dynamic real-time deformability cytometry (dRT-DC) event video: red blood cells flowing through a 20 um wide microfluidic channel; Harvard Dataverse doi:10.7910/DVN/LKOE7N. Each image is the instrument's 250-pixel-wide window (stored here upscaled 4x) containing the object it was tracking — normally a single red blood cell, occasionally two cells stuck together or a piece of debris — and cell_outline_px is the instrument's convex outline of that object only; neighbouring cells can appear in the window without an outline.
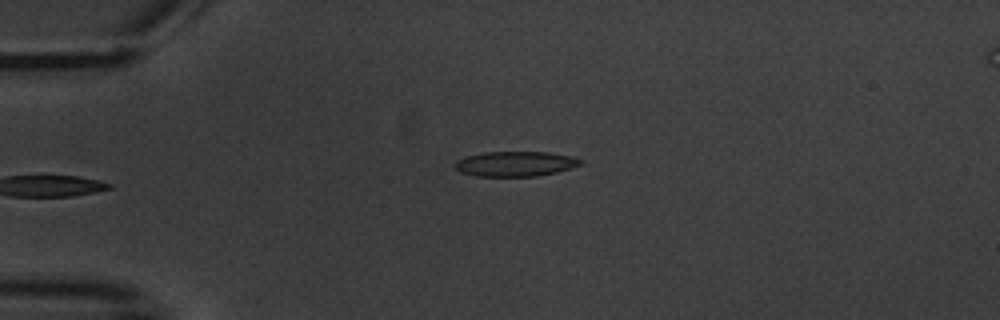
{"species": "common noctule bat (a hibernating species)", "species_latin": "Nyctalus noctula", "temperature_condition": "warm", "stored_images_in_passage": 5, "camera_frame_rate_fps": 3000, "um_per_image_px": 0.085, "animal": {"sex": "male", "body_mass_g": 20.1, "forearm_length_mm": 53.5}, "frame": {"image": 1, "passage_image": 5, "time_ms": 5.333, "image_size_px": [1000, 320], "cell_outline_px": [[584, 160], [580, 164], [572, 168], [556, 172], [536, 176], [476, 176], [460, 172], [456, 168], [456, 160], [468, 156], [484, 152], [548, 152], [572, 156]], "centroid_in_image_um": [43.83, 13.92], "position_along_channel_um": 41.2, "area_um2": 18.21}}